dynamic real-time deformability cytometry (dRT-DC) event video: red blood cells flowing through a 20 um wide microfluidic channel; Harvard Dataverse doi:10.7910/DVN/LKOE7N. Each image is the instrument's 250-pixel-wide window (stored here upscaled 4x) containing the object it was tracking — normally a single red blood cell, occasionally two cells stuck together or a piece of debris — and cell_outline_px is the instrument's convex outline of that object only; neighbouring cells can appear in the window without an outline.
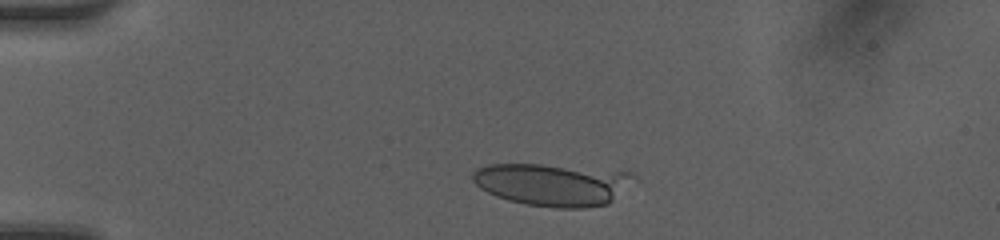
{"species": "human", "species_latin": "Homo sapiens", "temperature_condition": "room temperature", "stored_images_in_passage": 8, "camera_frame_rate_fps": 3000, "um_per_image_px": 0.085, "donor": {"sex": "female"}, "frame": {"image": 1, "passage_image": 4, "time_ms": 1.0, "image_size_px": [1000, 240], "cell_outline_px": [[632, 176], [612, 200], [608, 204], [584, 208], [556, 208], [524, 204], [508, 200], [496, 196], [480, 188], [472, 180], [472, 172], [476, 168], [488, 164], [540, 164], [632, 172]], "centroid_in_image_um": [46.84, 15.68], "position_along_channel_um": 38.2, "area_um2": 39.19}}